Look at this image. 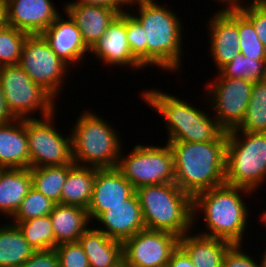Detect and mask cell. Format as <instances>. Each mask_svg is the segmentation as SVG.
Here are the masks:
<instances>
[{"label": "cell", "instance_id": "8", "mask_svg": "<svg viewBox=\"0 0 266 267\" xmlns=\"http://www.w3.org/2000/svg\"><path fill=\"white\" fill-rule=\"evenodd\" d=\"M135 189L144 185L172 183L175 180L170 145H135L132 152L120 155L116 167Z\"/></svg>", "mask_w": 266, "mask_h": 267}, {"label": "cell", "instance_id": "22", "mask_svg": "<svg viewBox=\"0 0 266 267\" xmlns=\"http://www.w3.org/2000/svg\"><path fill=\"white\" fill-rule=\"evenodd\" d=\"M78 242L88 257L90 267H121L123 265L122 242L109 238L102 231L88 226Z\"/></svg>", "mask_w": 266, "mask_h": 267}, {"label": "cell", "instance_id": "14", "mask_svg": "<svg viewBox=\"0 0 266 267\" xmlns=\"http://www.w3.org/2000/svg\"><path fill=\"white\" fill-rule=\"evenodd\" d=\"M208 24L209 55L219 71L239 53L238 8L216 11Z\"/></svg>", "mask_w": 266, "mask_h": 267}, {"label": "cell", "instance_id": "9", "mask_svg": "<svg viewBox=\"0 0 266 267\" xmlns=\"http://www.w3.org/2000/svg\"><path fill=\"white\" fill-rule=\"evenodd\" d=\"M0 81L7 107L16 118H32L37 110L42 113L41 117L55 113V99L34 83L19 65L0 67Z\"/></svg>", "mask_w": 266, "mask_h": 267}, {"label": "cell", "instance_id": "3", "mask_svg": "<svg viewBox=\"0 0 266 267\" xmlns=\"http://www.w3.org/2000/svg\"><path fill=\"white\" fill-rule=\"evenodd\" d=\"M154 0H139L138 14L133 15L145 29L147 38V66H156L163 71L181 69L182 31L179 16Z\"/></svg>", "mask_w": 266, "mask_h": 267}, {"label": "cell", "instance_id": "38", "mask_svg": "<svg viewBox=\"0 0 266 267\" xmlns=\"http://www.w3.org/2000/svg\"><path fill=\"white\" fill-rule=\"evenodd\" d=\"M242 245L244 244H232L227 249L223 256L222 267H263L262 261L258 264L254 257L244 253Z\"/></svg>", "mask_w": 266, "mask_h": 267}, {"label": "cell", "instance_id": "48", "mask_svg": "<svg viewBox=\"0 0 266 267\" xmlns=\"http://www.w3.org/2000/svg\"><path fill=\"white\" fill-rule=\"evenodd\" d=\"M254 2H257V1H266V0H252ZM241 2L242 0H237V8L241 5Z\"/></svg>", "mask_w": 266, "mask_h": 267}, {"label": "cell", "instance_id": "40", "mask_svg": "<svg viewBox=\"0 0 266 267\" xmlns=\"http://www.w3.org/2000/svg\"><path fill=\"white\" fill-rule=\"evenodd\" d=\"M167 267H195L188 254L178 245L172 252Z\"/></svg>", "mask_w": 266, "mask_h": 267}, {"label": "cell", "instance_id": "12", "mask_svg": "<svg viewBox=\"0 0 266 267\" xmlns=\"http://www.w3.org/2000/svg\"><path fill=\"white\" fill-rule=\"evenodd\" d=\"M253 84L247 79L218 78L206 85L213 116L225 131L236 129L242 123Z\"/></svg>", "mask_w": 266, "mask_h": 267}, {"label": "cell", "instance_id": "19", "mask_svg": "<svg viewBox=\"0 0 266 267\" xmlns=\"http://www.w3.org/2000/svg\"><path fill=\"white\" fill-rule=\"evenodd\" d=\"M65 14L67 19L60 14L41 35L53 52L70 67L76 62L80 64L79 61L82 62L90 49L84 43L81 31L76 26L75 21L69 14L66 12Z\"/></svg>", "mask_w": 266, "mask_h": 267}, {"label": "cell", "instance_id": "21", "mask_svg": "<svg viewBox=\"0 0 266 267\" xmlns=\"http://www.w3.org/2000/svg\"><path fill=\"white\" fill-rule=\"evenodd\" d=\"M0 168H30L26 119L0 124Z\"/></svg>", "mask_w": 266, "mask_h": 267}, {"label": "cell", "instance_id": "33", "mask_svg": "<svg viewBox=\"0 0 266 267\" xmlns=\"http://www.w3.org/2000/svg\"><path fill=\"white\" fill-rule=\"evenodd\" d=\"M239 52L253 60H266V48L252 22L238 9Z\"/></svg>", "mask_w": 266, "mask_h": 267}, {"label": "cell", "instance_id": "15", "mask_svg": "<svg viewBox=\"0 0 266 267\" xmlns=\"http://www.w3.org/2000/svg\"><path fill=\"white\" fill-rule=\"evenodd\" d=\"M136 189L117 168H96L92 199L87 208L90 221L95 220L108 207L124 203Z\"/></svg>", "mask_w": 266, "mask_h": 267}, {"label": "cell", "instance_id": "31", "mask_svg": "<svg viewBox=\"0 0 266 267\" xmlns=\"http://www.w3.org/2000/svg\"><path fill=\"white\" fill-rule=\"evenodd\" d=\"M218 72L217 78H239L252 82L263 81L266 78V60H253L239 52Z\"/></svg>", "mask_w": 266, "mask_h": 267}, {"label": "cell", "instance_id": "24", "mask_svg": "<svg viewBox=\"0 0 266 267\" xmlns=\"http://www.w3.org/2000/svg\"><path fill=\"white\" fill-rule=\"evenodd\" d=\"M179 237V246L188 254L195 267H222V260L230 242L214 237L190 235Z\"/></svg>", "mask_w": 266, "mask_h": 267}, {"label": "cell", "instance_id": "2", "mask_svg": "<svg viewBox=\"0 0 266 267\" xmlns=\"http://www.w3.org/2000/svg\"><path fill=\"white\" fill-rule=\"evenodd\" d=\"M245 193L247 196L253 191L224 183L196 194L193 197V224H196L198 211L201 210L206 222L205 229L208 230L200 235L242 244L250 215L241 196Z\"/></svg>", "mask_w": 266, "mask_h": 267}, {"label": "cell", "instance_id": "10", "mask_svg": "<svg viewBox=\"0 0 266 267\" xmlns=\"http://www.w3.org/2000/svg\"><path fill=\"white\" fill-rule=\"evenodd\" d=\"M18 65L55 100L71 68L53 52L41 34L27 36Z\"/></svg>", "mask_w": 266, "mask_h": 267}, {"label": "cell", "instance_id": "30", "mask_svg": "<svg viewBox=\"0 0 266 267\" xmlns=\"http://www.w3.org/2000/svg\"><path fill=\"white\" fill-rule=\"evenodd\" d=\"M236 130L266 133V83L264 81L254 82L245 117Z\"/></svg>", "mask_w": 266, "mask_h": 267}, {"label": "cell", "instance_id": "29", "mask_svg": "<svg viewBox=\"0 0 266 267\" xmlns=\"http://www.w3.org/2000/svg\"><path fill=\"white\" fill-rule=\"evenodd\" d=\"M35 251L55 249V236L49 215L27 221H13Z\"/></svg>", "mask_w": 266, "mask_h": 267}, {"label": "cell", "instance_id": "43", "mask_svg": "<svg viewBox=\"0 0 266 267\" xmlns=\"http://www.w3.org/2000/svg\"><path fill=\"white\" fill-rule=\"evenodd\" d=\"M7 25L6 0H0V29Z\"/></svg>", "mask_w": 266, "mask_h": 267}, {"label": "cell", "instance_id": "47", "mask_svg": "<svg viewBox=\"0 0 266 267\" xmlns=\"http://www.w3.org/2000/svg\"><path fill=\"white\" fill-rule=\"evenodd\" d=\"M263 256H262V264H263V267H266V249L263 251Z\"/></svg>", "mask_w": 266, "mask_h": 267}, {"label": "cell", "instance_id": "5", "mask_svg": "<svg viewBox=\"0 0 266 267\" xmlns=\"http://www.w3.org/2000/svg\"><path fill=\"white\" fill-rule=\"evenodd\" d=\"M145 228L182 237L193 225V198L174 182L136 189Z\"/></svg>", "mask_w": 266, "mask_h": 267}, {"label": "cell", "instance_id": "1", "mask_svg": "<svg viewBox=\"0 0 266 267\" xmlns=\"http://www.w3.org/2000/svg\"><path fill=\"white\" fill-rule=\"evenodd\" d=\"M174 162V183L192 198L225 183L227 131L206 142H166Z\"/></svg>", "mask_w": 266, "mask_h": 267}, {"label": "cell", "instance_id": "42", "mask_svg": "<svg viewBox=\"0 0 266 267\" xmlns=\"http://www.w3.org/2000/svg\"><path fill=\"white\" fill-rule=\"evenodd\" d=\"M68 3H80L83 5H93L101 7H120L114 0H77L69 1Z\"/></svg>", "mask_w": 266, "mask_h": 267}, {"label": "cell", "instance_id": "27", "mask_svg": "<svg viewBox=\"0 0 266 267\" xmlns=\"http://www.w3.org/2000/svg\"><path fill=\"white\" fill-rule=\"evenodd\" d=\"M4 225L0 227V267H20L35 250L17 225Z\"/></svg>", "mask_w": 266, "mask_h": 267}, {"label": "cell", "instance_id": "46", "mask_svg": "<svg viewBox=\"0 0 266 267\" xmlns=\"http://www.w3.org/2000/svg\"><path fill=\"white\" fill-rule=\"evenodd\" d=\"M261 223H263V226L265 225L266 227V211H263V213L260 216Z\"/></svg>", "mask_w": 266, "mask_h": 267}, {"label": "cell", "instance_id": "41", "mask_svg": "<svg viewBox=\"0 0 266 267\" xmlns=\"http://www.w3.org/2000/svg\"><path fill=\"white\" fill-rule=\"evenodd\" d=\"M17 119L7 107L2 83L0 81V124L10 123Z\"/></svg>", "mask_w": 266, "mask_h": 267}, {"label": "cell", "instance_id": "17", "mask_svg": "<svg viewBox=\"0 0 266 267\" xmlns=\"http://www.w3.org/2000/svg\"><path fill=\"white\" fill-rule=\"evenodd\" d=\"M90 53L107 66L128 65L137 70L144 68L131 54L126 36V9L113 20L106 33L90 49Z\"/></svg>", "mask_w": 266, "mask_h": 267}, {"label": "cell", "instance_id": "39", "mask_svg": "<svg viewBox=\"0 0 266 267\" xmlns=\"http://www.w3.org/2000/svg\"><path fill=\"white\" fill-rule=\"evenodd\" d=\"M20 267H60L55 249L35 251Z\"/></svg>", "mask_w": 266, "mask_h": 267}, {"label": "cell", "instance_id": "36", "mask_svg": "<svg viewBox=\"0 0 266 267\" xmlns=\"http://www.w3.org/2000/svg\"><path fill=\"white\" fill-rule=\"evenodd\" d=\"M55 250L60 267H90L88 257L78 241L59 244Z\"/></svg>", "mask_w": 266, "mask_h": 267}, {"label": "cell", "instance_id": "11", "mask_svg": "<svg viewBox=\"0 0 266 267\" xmlns=\"http://www.w3.org/2000/svg\"><path fill=\"white\" fill-rule=\"evenodd\" d=\"M54 119V113L41 117V119L26 118L30 168L57 166L73 162L71 133L68 137L63 136L55 128Z\"/></svg>", "mask_w": 266, "mask_h": 267}, {"label": "cell", "instance_id": "23", "mask_svg": "<svg viewBox=\"0 0 266 267\" xmlns=\"http://www.w3.org/2000/svg\"><path fill=\"white\" fill-rule=\"evenodd\" d=\"M55 247L59 244L77 242L91 225L86 208L75 205L55 204L50 213Z\"/></svg>", "mask_w": 266, "mask_h": 267}, {"label": "cell", "instance_id": "18", "mask_svg": "<svg viewBox=\"0 0 266 267\" xmlns=\"http://www.w3.org/2000/svg\"><path fill=\"white\" fill-rule=\"evenodd\" d=\"M95 220L105 228H96L109 238L123 242L145 229L142 210L136 192L124 203L108 207Z\"/></svg>", "mask_w": 266, "mask_h": 267}, {"label": "cell", "instance_id": "16", "mask_svg": "<svg viewBox=\"0 0 266 267\" xmlns=\"http://www.w3.org/2000/svg\"><path fill=\"white\" fill-rule=\"evenodd\" d=\"M51 0H6L7 25L42 34L60 15Z\"/></svg>", "mask_w": 266, "mask_h": 267}, {"label": "cell", "instance_id": "4", "mask_svg": "<svg viewBox=\"0 0 266 267\" xmlns=\"http://www.w3.org/2000/svg\"><path fill=\"white\" fill-rule=\"evenodd\" d=\"M142 100L165 119L166 142H206L217 140L225 130L210 113L158 89L143 90ZM192 105V106H191Z\"/></svg>", "mask_w": 266, "mask_h": 267}, {"label": "cell", "instance_id": "37", "mask_svg": "<svg viewBox=\"0 0 266 267\" xmlns=\"http://www.w3.org/2000/svg\"><path fill=\"white\" fill-rule=\"evenodd\" d=\"M238 9L252 22L258 38L266 48V1H251L246 5L241 4Z\"/></svg>", "mask_w": 266, "mask_h": 267}, {"label": "cell", "instance_id": "25", "mask_svg": "<svg viewBox=\"0 0 266 267\" xmlns=\"http://www.w3.org/2000/svg\"><path fill=\"white\" fill-rule=\"evenodd\" d=\"M31 188L30 168H0V213L11 219Z\"/></svg>", "mask_w": 266, "mask_h": 267}, {"label": "cell", "instance_id": "28", "mask_svg": "<svg viewBox=\"0 0 266 267\" xmlns=\"http://www.w3.org/2000/svg\"><path fill=\"white\" fill-rule=\"evenodd\" d=\"M74 165L75 163L72 162L64 165L30 168L32 187L55 204H60L63 185L67 180L69 170Z\"/></svg>", "mask_w": 266, "mask_h": 267}, {"label": "cell", "instance_id": "13", "mask_svg": "<svg viewBox=\"0 0 266 267\" xmlns=\"http://www.w3.org/2000/svg\"><path fill=\"white\" fill-rule=\"evenodd\" d=\"M122 245L126 267H167L172 252L179 245V237L145 228L124 240Z\"/></svg>", "mask_w": 266, "mask_h": 267}, {"label": "cell", "instance_id": "35", "mask_svg": "<svg viewBox=\"0 0 266 267\" xmlns=\"http://www.w3.org/2000/svg\"><path fill=\"white\" fill-rule=\"evenodd\" d=\"M126 11V36L132 56L145 68L147 67V38L145 29L130 12Z\"/></svg>", "mask_w": 266, "mask_h": 267}, {"label": "cell", "instance_id": "26", "mask_svg": "<svg viewBox=\"0 0 266 267\" xmlns=\"http://www.w3.org/2000/svg\"><path fill=\"white\" fill-rule=\"evenodd\" d=\"M96 168L74 165L62 188L60 204L88 208L92 199Z\"/></svg>", "mask_w": 266, "mask_h": 267}, {"label": "cell", "instance_id": "32", "mask_svg": "<svg viewBox=\"0 0 266 267\" xmlns=\"http://www.w3.org/2000/svg\"><path fill=\"white\" fill-rule=\"evenodd\" d=\"M28 35L9 25L0 29V67L19 64L23 43Z\"/></svg>", "mask_w": 266, "mask_h": 267}, {"label": "cell", "instance_id": "6", "mask_svg": "<svg viewBox=\"0 0 266 267\" xmlns=\"http://www.w3.org/2000/svg\"><path fill=\"white\" fill-rule=\"evenodd\" d=\"M96 114L84 111L70 131L73 162L98 169L116 168L122 152L121 138L106 119Z\"/></svg>", "mask_w": 266, "mask_h": 267}, {"label": "cell", "instance_id": "7", "mask_svg": "<svg viewBox=\"0 0 266 267\" xmlns=\"http://www.w3.org/2000/svg\"><path fill=\"white\" fill-rule=\"evenodd\" d=\"M265 178L266 133L227 131L225 183L256 192Z\"/></svg>", "mask_w": 266, "mask_h": 267}, {"label": "cell", "instance_id": "34", "mask_svg": "<svg viewBox=\"0 0 266 267\" xmlns=\"http://www.w3.org/2000/svg\"><path fill=\"white\" fill-rule=\"evenodd\" d=\"M55 203L32 187L11 217L12 221H27L32 218L50 215Z\"/></svg>", "mask_w": 266, "mask_h": 267}, {"label": "cell", "instance_id": "45", "mask_svg": "<svg viewBox=\"0 0 266 267\" xmlns=\"http://www.w3.org/2000/svg\"><path fill=\"white\" fill-rule=\"evenodd\" d=\"M122 9L125 5L134 6L139 0H114Z\"/></svg>", "mask_w": 266, "mask_h": 267}, {"label": "cell", "instance_id": "44", "mask_svg": "<svg viewBox=\"0 0 266 267\" xmlns=\"http://www.w3.org/2000/svg\"><path fill=\"white\" fill-rule=\"evenodd\" d=\"M217 2L228 4L227 7L223 6V9L237 8V0H217Z\"/></svg>", "mask_w": 266, "mask_h": 267}, {"label": "cell", "instance_id": "20", "mask_svg": "<svg viewBox=\"0 0 266 267\" xmlns=\"http://www.w3.org/2000/svg\"><path fill=\"white\" fill-rule=\"evenodd\" d=\"M63 7L75 21L89 49L102 38L113 20L124 11L121 7H101L80 3H65Z\"/></svg>", "mask_w": 266, "mask_h": 267}]
</instances>
